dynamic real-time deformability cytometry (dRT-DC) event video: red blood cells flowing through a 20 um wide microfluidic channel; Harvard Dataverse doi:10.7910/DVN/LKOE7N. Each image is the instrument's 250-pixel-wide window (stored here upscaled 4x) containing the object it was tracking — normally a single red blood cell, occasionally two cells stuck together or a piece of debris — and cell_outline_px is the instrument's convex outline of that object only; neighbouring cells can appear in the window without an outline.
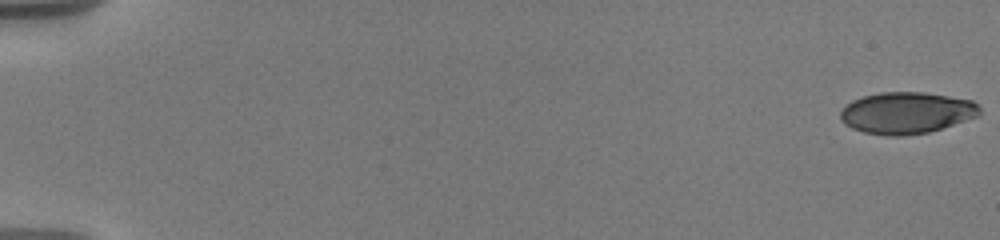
{"species": "human", "species_latin": "Homo sapiens", "temperature_condition": "warm", "stored_images_in_passage": 16, "camera_frame_rate_fps": 3000, "um_per_image_px": 0.085, "donor": {"sex": "male"}, "frame": {"image": 1, "passage_image": 1, "time_ms": 0.0, "image_size_px": [1000, 240], "cell_outline_px": [[980, 116], [928, 132], [904, 136], [884, 136], [864, 132], [852, 128], [844, 124], [840, 120], [840, 112], [852, 100], [864, 96], [880, 92], [924, 92], [972, 100], [980, 108]], "centroid_in_image_um": [77.05, 9.6], "position_along_channel_um": 8.0, "area_um2": 33.81}}
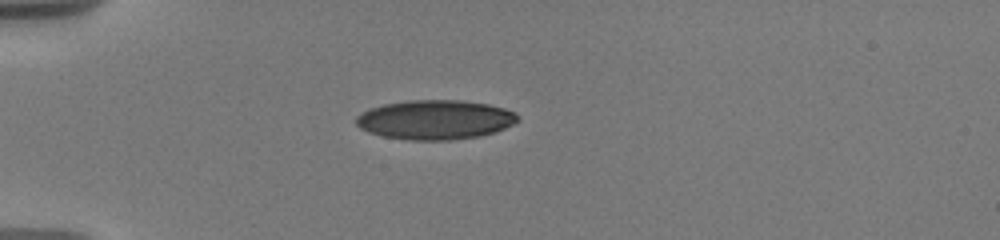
{"frame": {"image": 2, "passage_image": 12, "time_ms": 5.333, "image_size_px": [1000, 240], "cell_outline_px": [[520, 120], [496, 132], [480, 136], [452, 140], [412, 140], [384, 136], [368, 132], [360, 128], [356, 124], [356, 116], [360, 112], [384, 104], [408, 100], [460, 100], [488, 104], [504, 108], [516, 112], [520, 116]], "centroid_in_image_um": [37.01, 10.17], "position_along_channel_um": 48.0, "area_um2": 37.28}}
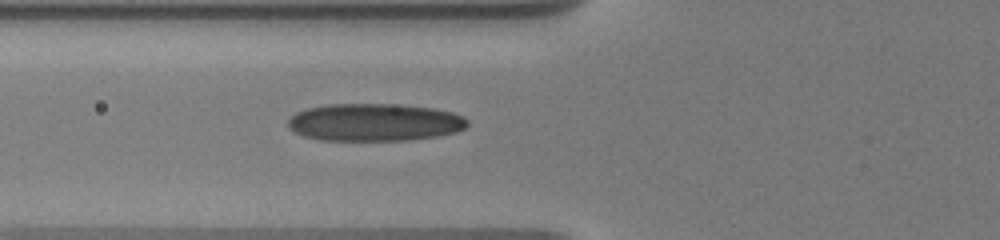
{"frame": {"image": 3, "passage_image": 16, "time_ms": 7.333, "image_size_px": [1000, 240], "cell_outline_px": [[468, 124], [464, 128], [456, 132], [436, 136], [408, 140], [320, 140], [304, 136], [288, 128], [288, 120], [296, 112], [308, 108], [328, 104], [388, 104], [432, 108], [452, 112], [464, 116], [468, 120]], "centroid_in_image_um": [31.83, 10.4], "position_along_channel_um": 94.0, "area_um2": 39.13}}